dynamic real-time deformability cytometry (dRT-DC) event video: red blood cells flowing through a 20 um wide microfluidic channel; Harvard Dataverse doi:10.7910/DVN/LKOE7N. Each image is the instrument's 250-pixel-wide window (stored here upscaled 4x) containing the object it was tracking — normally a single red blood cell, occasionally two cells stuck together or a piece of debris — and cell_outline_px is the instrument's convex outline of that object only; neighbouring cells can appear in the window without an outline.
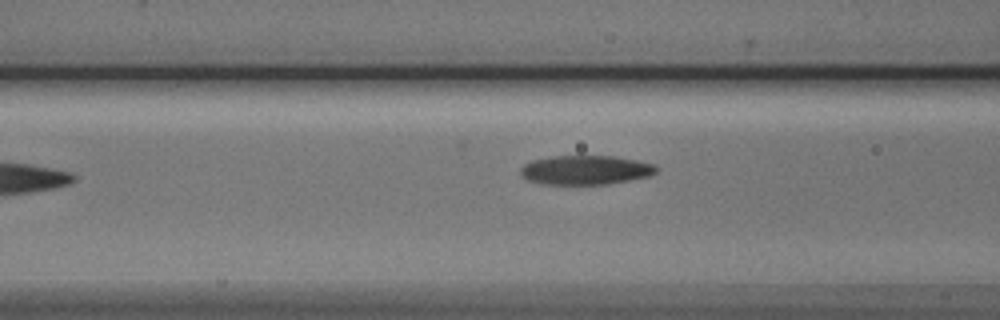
{"species": "Egyptian fruit bat (a non-hibernating species)", "species_latin": "Rousettus aegyptiacus", "temperature_condition": "cold", "stored_images_in_passage": 8, "segment_of_instrument_passage": [1, 2], "camera_frame_rate_fps": 3000, "um_per_image_px": 0.085, "animal": {"sex": "male"}, "frame": {"image": 1, "passage_image": 6, "time_ms": 6.0, "image_size_px": [1000, 320], "cell_outline_px": [[660, 168], [656, 172], [648, 176], [608, 184], [540, 184], [528, 180], [520, 172], [520, 168], [524, 164], [532, 160], [552, 156], [616, 156], [656, 164]], "centroid_in_image_um": [49.79, 14.44], "position_along_channel_um": 116.8, "area_um2": 23.18}}
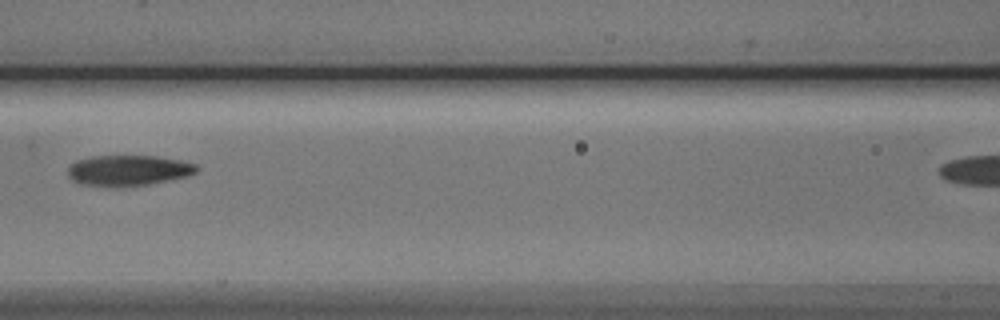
{"frame": {"image": 2, "passage_image": 7, "time_ms": 7.0, "image_size_px": [1000, 320], "cell_outline_px": [[200, 168], [196, 172], [188, 176], [148, 184], [116, 188], [80, 184], [72, 180], [68, 176], [68, 168], [76, 160], [92, 156], [156, 156], [180, 160], [196, 164]], "centroid_in_image_um": [10.89, 14.5], "position_along_channel_um": 155.7, "area_um2": 23.24}}